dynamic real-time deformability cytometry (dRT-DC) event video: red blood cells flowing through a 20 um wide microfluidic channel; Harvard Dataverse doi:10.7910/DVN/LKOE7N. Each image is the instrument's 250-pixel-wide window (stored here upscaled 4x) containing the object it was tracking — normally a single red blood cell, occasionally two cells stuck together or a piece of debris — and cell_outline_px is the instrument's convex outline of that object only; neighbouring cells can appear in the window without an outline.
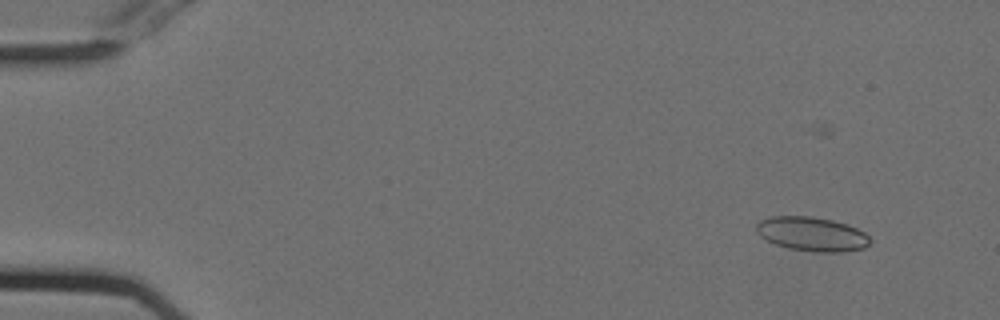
{"species": "Egyptian fruit bat (a non-hibernating species)", "species_latin": "Rousettus aegyptiacus", "temperature_condition": "cold", "stored_images_in_passage": 39, "camera_frame_rate_fps": 3000, "um_per_image_px": 0.085, "animal": {"sex": "female"}, "frame": {"image": 1, "passage_image": 6, "time_ms": 1.667, "image_size_px": [1000, 320], "cell_outline_px": [[872, 240], [864, 248], [840, 252], [816, 252], [788, 248], [776, 244], [760, 236], [756, 232], [756, 224], [760, 220], [772, 216], [812, 216], [832, 220], [848, 224], [864, 232]], "centroid_in_image_um": [69.01, 19.88], "position_along_channel_um": 16.0, "area_um2": 22.66}}
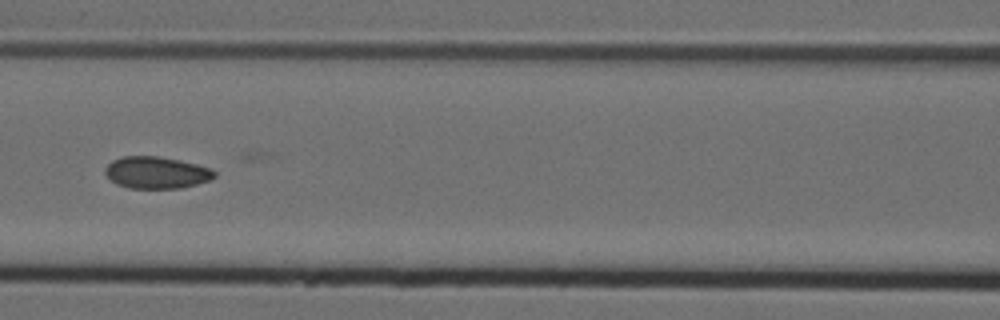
{"frame": {"image": 2, "passage_image": 26, "time_ms": 8.333, "image_size_px": [1000, 320], "cell_outline_px": [[216, 176], [208, 180], [196, 184], [180, 188], [128, 188], [116, 184], [104, 172], [104, 168], [112, 160], [124, 156], [156, 156], [180, 160], [196, 164], [208, 168], [216, 172]], "centroid_in_image_um": [13.27, 14.67], "position_along_channel_um": 153.3, "area_um2": 20.17}}
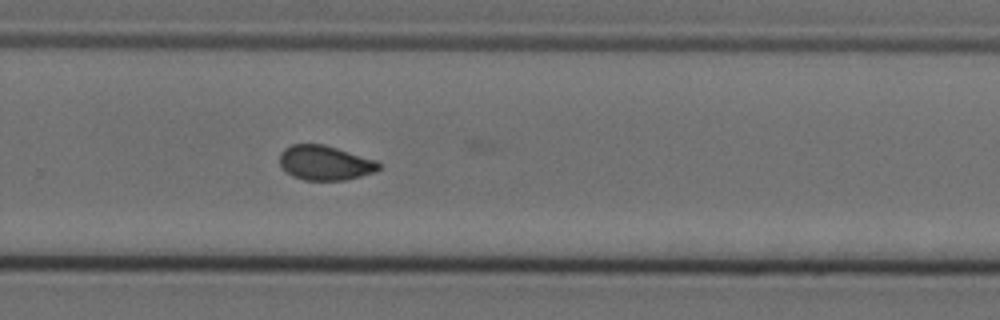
{"frame": {"image": 3, "passage_image": 38, "time_ms": 12.333, "image_size_px": [1000, 320], "cell_outline_px": [[380, 168], [372, 172], [360, 176], [344, 180], [304, 180], [292, 176], [280, 164], [280, 152], [284, 148], [292, 144], [324, 144], [376, 160], [380, 164]], "centroid_in_image_um": [27.6, 13.83], "position_along_channel_um": 302.2, "area_um2": 19.83}}